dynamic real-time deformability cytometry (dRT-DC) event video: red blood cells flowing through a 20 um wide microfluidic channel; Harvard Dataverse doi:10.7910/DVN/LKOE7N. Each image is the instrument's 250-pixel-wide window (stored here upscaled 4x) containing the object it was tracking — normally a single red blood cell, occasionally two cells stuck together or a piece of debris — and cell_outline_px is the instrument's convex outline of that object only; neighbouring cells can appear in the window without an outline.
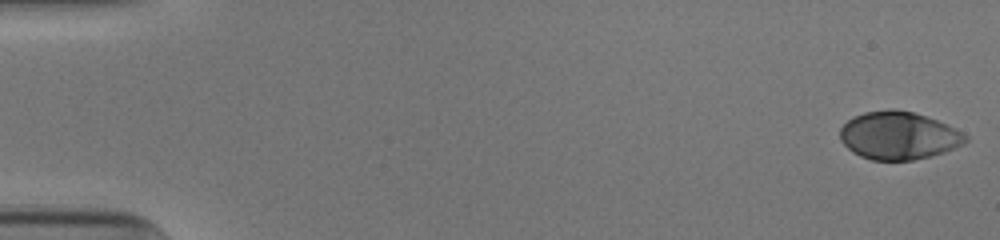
{"species": "human", "species_latin": "Homo sapiens", "temperature_condition": "cold", "stored_images_in_passage": 53, "camera_frame_rate_fps": 3000, "um_per_image_px": 0.085, "donor": {"sex": "male"}, "frame": {"image": 1, "passage_image": 1, "time_ms": 0.0, "image_size_px": [1000, 240], "cell_outline_px": [[968, 140], [964, 144], [944, 152], [932, 156], [912, 160], [872, 160], [860, 156], [852, 152], [840, 140], [840, 128], [852, 116], [864, 112], [888, 108], [896, 108], [912, 112], [948, 124], [956, 128], [968, 136]], "centroid_in_image_um": [76.38, 11.51], "position_along_channel_um": 8.6, "area_um2": 35.26}}
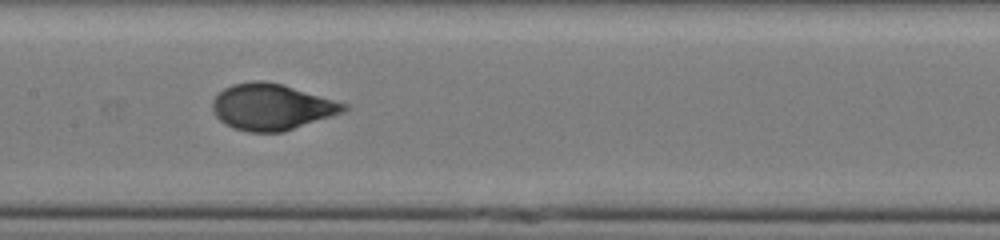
{"frame": {"image": 2, "passage_image": 27, "time_ms": 8.667, "image_size_px": [1000, 240], "cell_outline_px": [[348, 108], [344, 112], [284, 132], [248, 132], [232, 128], [224, 124], [212, 112], [212, 100], [224, 88], [232, 84], [252, 80], [264, 80], [280, 84], [348, 104]], "centroid_in_image_um": [23.05, 9.1], "position_along_channel_um": 184.3, "area_um2": 35.37}}
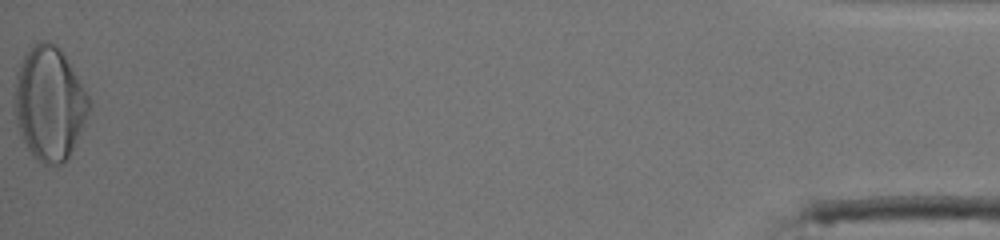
{"frame": {"image": 3, "passage_image": 53, "time_ms": 17.333, "image_size_px": [1000, 240], "cell_outline_px": [[92, 104], [72, 148], [68, 156], [60, 164], [44, 164], [36, 160], [32, 156], [16, 124], [12, 100], [16, 72], [24, 56], [32, 44], [44, 40], [48, 40], [56, 44], [60, 48], [88, 96]], "centroid_in_image_um": [4.14, 8.76], "position_along_channel_um": 431.1, "area_um2": 49.07}, "authors_computed_cell_mechanics": {"area_um2": 35.3736, "velocity_mm_per_s": 3.9094, "shape_relaxation_time_tau1_ms": 3.7408, "shape_relaxation_time_tau2_ms": null, "deformation_change_tau1": 0.2057, "deformation_change_tau2": null}}